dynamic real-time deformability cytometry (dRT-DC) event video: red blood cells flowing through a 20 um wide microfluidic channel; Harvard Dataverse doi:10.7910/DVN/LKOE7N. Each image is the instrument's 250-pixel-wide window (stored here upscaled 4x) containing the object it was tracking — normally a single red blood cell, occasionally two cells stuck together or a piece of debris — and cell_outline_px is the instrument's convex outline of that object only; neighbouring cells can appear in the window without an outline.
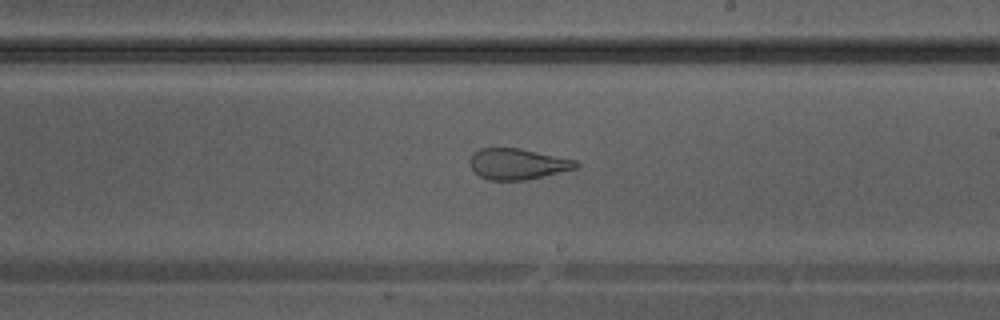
{"species": "Egyptian fruit bat (a non-hibernating species)", "species_latin": "Rousettus aegyptiacus", "temperature_condition": "warm", "stored_images_in_passage": 26, "camera_frame_rate_fps": 3000, "um_per_image_px": 0.085, "animal": {"sex": "male"}, "frame": {"image": 1, "passage_image": 12, "time_ms": 3.667, "image_size_px": [1000, 320], "cell_outline_px": [[580, 164], [576, 168], [524, 180], [488, 180], [480, 176], [472, 168], [468, 160], [472, 152], [480, 148], [520, 148], [576, 160]], "centroid_in_image_um": [43.95, 13.92], "position_along_channel_um": 245.1, "area_um2": 19.02}}
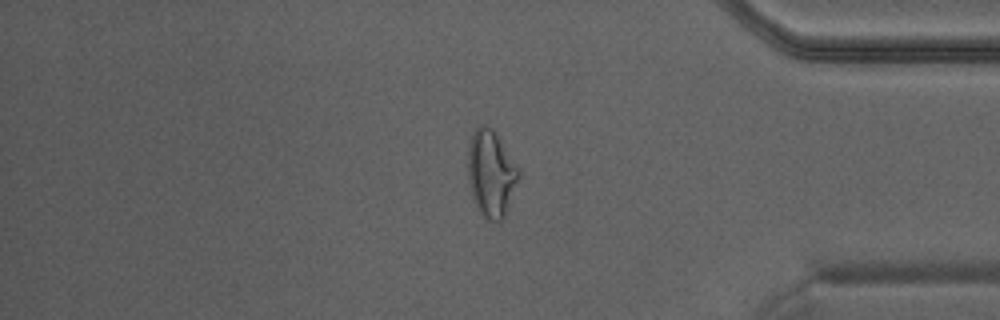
{"frame": {"image": 2, "passage_image": 22, "time_ms": 7.0, "image_size_px": [1000, 320], "cell_outline_px": [[520, 176], [504, 216], [500, 220], [488, 220], [476, 208], [472, 196], [468, 176], [468, 144], [472, 132], [480, 124], [484, 124], [492, 128], [520, 168]], "centroid_in_image_um": [41.73, 14.71], "position_along_channel_um": 393.5, "area_um2": 25.61}}